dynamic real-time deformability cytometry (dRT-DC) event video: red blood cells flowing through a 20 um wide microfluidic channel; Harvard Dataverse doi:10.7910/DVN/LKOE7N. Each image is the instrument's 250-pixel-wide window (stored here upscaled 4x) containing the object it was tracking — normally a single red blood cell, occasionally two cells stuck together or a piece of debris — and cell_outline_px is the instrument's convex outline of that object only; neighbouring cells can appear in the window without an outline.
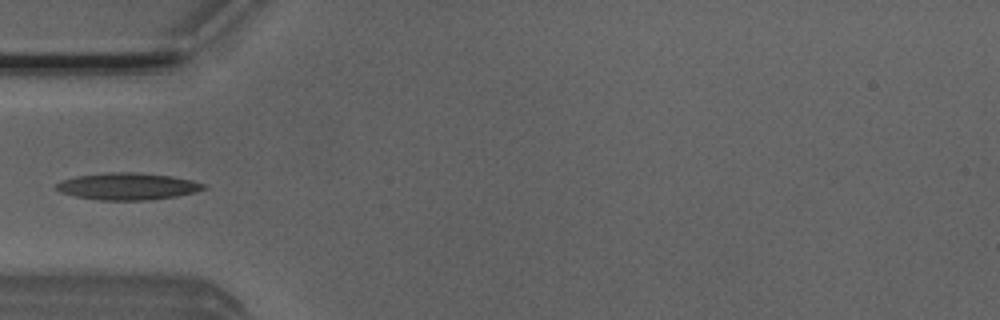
{"species": "Egyptian fruit bat (a non-hibernating species)", "species_latin": "Rousettus aegyptiacus", "temperature_condition": "room temperature", "stored_images_in_passage": 5, "camera_frame_rate_fps": 3000, "um_per_image_px": 0.085, "animal": {"sex": "male"}, "frame": {"image": 1, "passage_image": 4, "time_ms": 1.0, "image_size_px": [1000, 320], "cell_outline_px": [[208, 188], [196, 192], [176, 196], [148, 200], [100, 200], [76, 196], [60, 192], [56, 188], [56, 184], [64, 180], [76, 176], [108, 172], [136, 172], [172, 176], [192, 180], [204, 184]], "centroid_in_image_um": [10.89, 15.83], "position_along_channel_um": 74.1, "area_um2": 23.06}}